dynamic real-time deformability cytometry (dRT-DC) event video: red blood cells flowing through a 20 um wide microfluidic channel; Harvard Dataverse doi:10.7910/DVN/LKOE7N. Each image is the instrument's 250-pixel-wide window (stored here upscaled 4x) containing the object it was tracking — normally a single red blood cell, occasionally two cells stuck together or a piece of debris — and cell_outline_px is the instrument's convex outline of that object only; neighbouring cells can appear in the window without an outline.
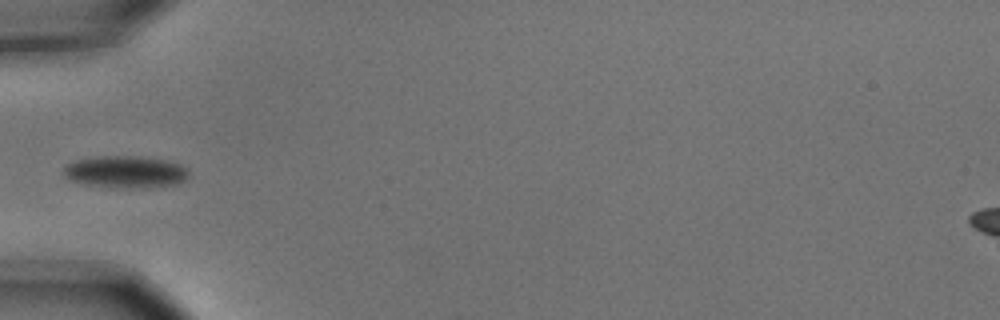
{"species": "common noctule bat (a hibernating species)", "species_latin": "Nyctalus noctula", "temperature_condition": "cold", "stored_images_in_passage": 1, "camera_frame_rate_fps": 3000, "um_per_image_px": 0.085, "animal": {"sex": "male", "body_mass_g": 15.6}, "frame": {"image": 1, "passage_image": 1, "time_ms": 0.0, "image_size_px": [1000, 320], "cell_outline_px": [[188, 176], [184, 180], [176, 184], [148, 188], [112, 188], [84, 184], [68, 180], [64, 176], [64, 168], [68, 164], [76, 160], [100, 156], [136, 156], [164, 160], [180, 164], [188, 168]], "centroid_in_image_um": [10.66, 14.63], "position_along_channel_um": 74.3, "area_um2": 23.58}}